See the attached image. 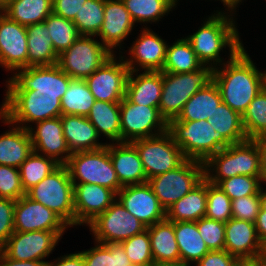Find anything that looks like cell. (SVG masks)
I'll use <instances>...</instances> for the list:
<instances>
[{
  "instance_id": "1",
  "label": "cell",
  "mask_w": 266,
  "mask_h": 266,
  "mask_svg": "<svg viewBox=\"0 0 266 266\" xmlns=\"http://www.w3.org/2000/svg\"><path fill=\"white\" fill-rule=\"evenodd\" d=\"M222 66L214 68L213 81L218 86L222 102L241 115L251 101L266 86L265 72H260L243 47L229 53Z\"/></svg>"
},
{
  "instance_id": "2",
  "label": "cell",
  "mask_w": 266,
  "mask_h": 266,
  "mask_svg": "<svg viewBox=\"0 0 266 266\" xmlns=\"http://www.w3.org/2000/svg\"><path fill=\"white\" fill-rule=\"evenodd\" d=\"M234 16L224 10H216L195 33L185 37L203 65L213 68L222 66L225 63L220 56L223 48L227 46L230 53H238L244 47Z\"/></svg>"
},
{
  "instance_id": "3",
  "label": "cell",
  "mask_w": 266,
  "mask_h": 266,
  "mask_svg": "<svg viewBox=\"0 0 266 266\" xmlns=\"http://www.w3.org/2000/svg\"><path fill=\"white\" fill-rule=\"evenodd\" d=\"M3 101L0 119L9 126L14 124L29 129L31 122L34 124L62 115L61 94L36 93V90H6Z\"/></svg>"
},
{
  "instance_id": "4",
  "label": "cell",
  "mask_w": 266,
  "mask_h": 266,
  "mask_svg": "<svg viewBox=\"0 0 266 266\" xmlns=\"http://www.w3.org/2000/svg\"><path fill=\"white\" fill-rule=\"evenodd\" d=\"M203 164L205 179L215 185L237 175L260 177L259 153L252 139L221 149Z\"/></svg>"
},
{
  "instance_id": "5",
  "label": "cell",
  "mask_w": 266,
  "mask_h": 266,
  "mask_svg": "<svg viewBox=\"0 0 266 266\" xmlns=\"http://www.w3.org/2000/svg\"><path fill=\"white\" fill-rule=\"evenodd\" d=\"M168 132L186 159L205 162L210 156L231 145L207 120L168 123Z\"/></svg>"
},
{
  "instance_id": "6",
  "label": "cell",
  "mask_w": 266,
  "mask_h": 266,
  "mask_svg": "<svg viewBox=\"0 0 266 266\" xmlns=\"http://www.w3.org/2000/svg\"><path fill=\"white\" fill-rule=\"evenodd\" d=\"M214 68L204 65L194 72H162L159 111L169 123L181 114L185 103L200 89L213 82Z\"/></svg>"
},
{
  "instance_id": "7",
  "label": "cell",
  "mask_w": 266,
  "mask_h": 266,
  "mask_svg": "<svg viewBox=\"0 0 266 266\" xmlns=\"http://www.w3.org/2000/svg\"><path fill=\"white\" fill-rule=\"evenodd\" d=\"M26 195L55 212L69 227L75 226L74 185L66 165H59Z\"/></svg>"
},
{
  "instance_id": "8",
  "label": "cell",
  "mask_w": 266,
  "mask_h": 266,
  "mask_svg": "<svg viewBox=\"0 0 266 266\" xmlns=\"http://www.w3.org/2000/svg\"><path fill=\"white\" fill-rule=\"evenodd\" d=\"M73 184L90 183L107 187L116 194L120 184L106 146L89 151L73 152L65 164Z\"/></svg>"
},
{
  "instance_id": "9",
  "label": "cell",
  "mask_w": 266,
  "mask_h": 266,
  "mask_svg": "<svg viewBox=\"0 0 266 266\" xmlns=\"http://www.w3.org/2000/svg\"><path fill=\"white\" fill-rule=\"evenodd\" d=\"M204 164L186 159L174 170L148 179L160 205L167 211L175 202L189 193L204 179Z\"/></svg>"
},
{
  "instance_id": "10",
  "label": "cell",
  "mask_w": 266,
  "mask_h": 266,
  "mask_svg": "<svg viewBox=\"0 0 266 266\" xmlns=\"http://www.w3.org/2000/svg\"><path fill=\"white\" fill-rule=\"evenodd\" d=\"M80 35L65 51L58 55L57 65L71 78L85 80L114 54L93 38Z\"/></svg>"
},
{
  "instance_id": "11",
  "label": "cell",
  "mask_w": 266,
  "mask_h": 266,
  "mask_svg": "<svg viewBox=\"0 0 266 266\" xmlns=\"http://www.w3.org/2000/svg\"><path fill=\"white\" fill-rule=\"evenodd\" d=\"M131 143L140 155L147 180L174 170L186 160L168 131L158 136L137 139Z\"/></svg>"
},
{
  "instance_id": "12",
  "label": "cell",
  "mask_w": 266,
  "mask_h": 266,
  "mask_svg": "<svg viewBox=\"0 0 266 266\" xmlns=\"http://www.w3.org/2000/svg\"><path fill=\"white\" fill-rule=\"evenodd\" d=\"M121 142L158 136L168 131V123L158 107L130 102L126 97L120 102Z\"/></svg>"
},
{
  "instance_id": "13",
  "label": "cell",
  "mask_w": 266,
  "mask_h": 266,
  "mask_svg": "<svg viewBox=\"0 0 266 266\" xmlns=\"http://www.w3.org/2000/svg\"><path fill=\"white\" fill-rule=\"evenodd\" d=\"M95 242L121 243L147 229L146 225L131 215L116 199L102 214L88 225Z\"/></svg>"
},
{
  "instance_id": "14",
  "label": "cell",
  "mask_w": 266,
  "mask_h": 266,
  "mask_svg": "<svg viewBox=\"0 0 266 266\" xmlns=\"http://www.w3.org/2000/svg\"><path fill=\"white\" fill-rule=\"evenodd\" d=\"M12 73L13 76L6 80V90H36V93L61 94V99L72 79L57 64L25 67Z\"/></svg>"
},
{
  "instance_id": "15",
  "label": "cell",
  "mask_w": 266,
  "mask_h": 266,
  "mask_svg": "<svg viewBox=\"0 0 266 266\" xmlns=\"http://www.w3.org/2000/svg\"><path fill=\"white\" fill-rule=\"evenodd\" d=\"M120 56L117 60L114 54L85 79L95 100L121 102L125 97L130 70L126 66L122 54Z\"/></svg>"
},
{
  "instance_id": "16",
  "label": "cell",
  "mask_w": 266,
  "mask_h": 266,
  "mask_svg": "<svg viewBox=\"0 0 266 266\" xmlns=\"http://www.w3.org/2000/svg\"><path fill=\"white\" fill-rule=\"evenodd\" d=\"M69 226L52 210L26 194L14 206V231H53L60 238Z\"/></svg>"
},
{
  "instance_id": "17",
  "label": "cell",
  "mask_w": 266,
  "mask_h": 266,
  "mask_svg": "<svg viewBox=\"0 0 266 266\" xmlns=\"http://www.w3.org/2000/svg\"><path fill=\"white\" fill-rule=\"evenodd\" d=\"M61 238L53 231H14L1 250L11 259L45 261Z\"/></svg>"
},
{
  "instance_id": "18",
  "label": "cell",
  "mask_w": 266,
  "mask_h": 266,
  "mask_svg": "<svg viewBox=\"0 0 266 266\" xmlns=\"http://www.w3.org/2000/svg\"><path fill=\"white\" fill-rule=\"evenodd\" d=\"M0 66L6 71L28 67L26 26L11 20L0 10Z\"/></svg>"
},
{
  "instance_id": "19",
  "label": "cell",
  "mask_w": 266,
  "mask_h": 266,
  "mask_svg": "<svg viewBox=\"0 0 266 266\" xmlns=\"http://www.w3.org/2000/svg\"><path fill=\"white\" fill-rule=\"evenodd\" d=\"M224 249L239 261L257 262L266 255V247L257 236L255 223L236 218L225 223Z\"/></svg>"
},
{
  "instance_id": "20",
  "label": "cell",
  "mask_w": 266,
  "mask_h": 266,
  "mask_svg": "<svg viewBox=\"0 0 266 266\" xmlns=\"http://www.w3.org/2000/svg\"><path fill=\"white\" fill-rule=\"evenodd\" d=\"M143 26L145 28L129 48L130 58L122 57L130 71H162L168 44L152 29Z\"/></svg>"
},
{
  "instance_id": "21",
  "label": "cell",
  "mask_w": 266,
  "mask_h": 266,
  "mask_svg": "<svg viewBox=\"0 0 266 266\" xmlns=\"http://www.w3.org/2000/svg\"><path fill=\"white\" fill-rule=\"evenodd\" d=\"M117 199L146 227L166 219V211L148 183L123 186L117 193Z\"/></svg>"
},
{
  "instance_id": "22",
  "label": "cell",
  "mask_w": 266,
  "mask_h": 266,
  "mask_svg": "<svg viewBox=\"0 0 266 266\" xmlns=\"http://www.w3.org/2000/svg\"><path fill=\"white\" fill-rule=\"evenodd\" d=\"M34 126L28 129L33 151L65 165L72 153L63 134L61 116L38 121Z\"/></svg>"
},
{
  "instance_id": "23",
  "label": "cell",
  "mask_w": 266,
  "mask_h": 266,
  "mask_svg": "<svg viewBox=\"0 0 266 266\" xmlns=\"http://www.w3.org/2000/svg\"><path fill=\"white\" fill-rule=\"evenodd\" d=\"M73 185L75 226L88 225L117 199V194L104 186L90 183Z\"/></svg>"
},
{
  "instance_id": "24",
  "label": "cell",
  "mask_w": 266,
  "mask_h": 266,
  "mask_svg": "<svg viewBox=\"0 0 266 266\" xmlns=\"http://www.w3.org/2000/svg\"><path fill=\"white\" fill-rule=\"evenodd\" d=\"M134 25L122 0H104V20L97 38L99 36L102 44L115 54L114 49L123 48L125 43L122 42L131 34Z\"/></svg>"
},
{
  "instance_id": "25",
  "label": "cell",
  "mask_w": 266,
  "mask_h": 266,
  "mask_svg": "<svg viewBox=\"0 0 266 266\" xmlns=\"http://www.w3.org/2000/svg\"><path fill=\"white\" fill-rule=\"evenodd\" d=\"M108 151L122 186L147 183L140 155L131 142L108 143Z\"/></svg>"
},
{
  "instance_id": "26",
  "label": "cell",
  "mask_w": 266,
  "mask_h": 266,
  "mask_svg": "<svg viewBox=\"0 0 266 266\" xmlns=\"http://www.w3.org/2000/svg\"><path fill=\"white\" fill-rule=\"evenodd\" d=\"M138 73L140 72L130 71L125 97L135 104L159 107L162 94V71Z\"/></svg>"
},
{
  "instance_id": "27",
  "label": "cell",
  "mask_w": 266,
  "mask_h": 266,
  "mask_svg": "<svg viewBox=\"0 0 266 266\" xmlns=\"http://www.w3.org/2000/svg\"><path fill=\"white\" fill-rule=\"evenodd\" d=\"M63 134L71 153L78 151L97 150L107 143L99 141L96 128L86 116L61 115Z\"/></svg>"
},
{
  "instance_id": "28",
  "label": "cell",
  "mask_w": 266,
  "mask_h": 266,
  "mask_svg": "<svg viewBox=\"0 0 266 266\" xmlns=\"http://www.w3.org/2000/svg\"><path fill=\"white\" fill-rule=\"evenodd\" d=\"M0 136V165L19 168L33 152L28 129L11 126Z\"/></svg>"
},
{
  "instance_id": "29",
  "label": "cell",
  "mask_w": 266,
  "mask_h": 266,
  "mask_svg": "<svg viewBox=\"0 0 266 266\" xmlns=\"http://www.w3.org/2000/svg\"><path fill=\"white\" fill-rule=\"evenodd\" d=\"M206 207L207 180L204 178L166 211V219L170 222L198 221L205 217Z\"/></svg>"
},
{
  "instance_id": "30",
  "label": "cell",
  "mask_w": 266,
  "mask_h": 266,
  "mask_svg": "<svg viewBox=\"0 0 266 266\" xmlns=\"http://www.w3.org/2000/svg\"><path fill=\"white\" fill-rule=\"evenodd\" d=\"M28 46V67L51 66L58 62L47 25L36 23L26 26Z\"/></svg>"
},
{
  "instance_id": "31",
  "label": "cell",
  "mask_w": 266,
  "mask_h": 266,
  "mask_svg": "<svg viewBox=\"0 0 266 266\" xmlns=\"http://www.w3.org/2000/svg\"><path fill=\"white\" fill-rule=\"evenodd\" d=\"M87 119L96 128L99 137L103 134L111 143H121L120 102L96 100Z\"/></svg>"
},
{
  "instance_id": "32",
  "label": "cell",
  "mask_w": 266,
  "mask_h": 266,
  "mask_svg": "<svg viewBox=\"0 0 266 266\" xmlns=\"http://www.w3.org/2000/svg\"><path fill=\"white\" fill-rule=\"evenodd\" d=\"M222 102L218 86L213 81L197 91L184 105L177 121L207 120L212 118Z\"/></svg>"
},
{
  "instance_id": "33",
  "label": "cell",
  "mask_w": 266,
  "mask_h": 266,
  "mask_svg": "<svg viewBox=\"0 0 266 266\" xmlns=\"http://www.w3.org/2000/svg\"><path fill=\"white\" fill-rule=\"evenodd\" d=\"M154 263L180 260L178 244L175 238L174 222L167 219L148 226Z\"/></svg>"
},
{
  "instance_id": "34",
  "label": "cell",
  "mask_w": 266,
  "mask_h": 266,
  "mask_svg": "<svg viewBox=\"0 0 266 266\" xmlns=\"http://www.w3.org/2000/svg\"><path fill=\"white\" fill-rule=\"evenodd\" d=\"M174 232L180 260L196 264L210 250L202 239L195 221L174 222Z\"/></svg>"
},
{
  "instance_id": "35",
  "label": "cell",
  "mask_w": 266,
  "mask_h": 266,
  "mask_svg": "<svg viewBox=\"0 0 266 266\" xmlns=\"http://www.w3.org/2000/svg\"><path fill=\"white\" fill-rule=\"evenodd\" d=\"M0 10L20 25L29 26L44 22L53 12V0H10Z\"/></svg>"
},
{
  "instance_id": "36",
  "label": "cell",
  "mask_w": 266,
  "mask_h": 266,
  "mask_svg": "<svg viewBox=\"0 0 266 266\" xmlns=\"http://www.w3.org/2000/svg\"><path fill=\"white\" fill-rule=\"evenodd\" d=\"M203 66L186 38L182 37L171 46L167 45L162 72L188 73L194 72Z\"/></svg>"
},
{
  "instance_id": "37",
  "label": "cell",
  "mask_w": 266,
  "mask_h": 266,
  "mask_svg": "<svg viewBox=\"0 0 266 266\" xmlns=\"http://www.w3.org/2000/svg\"><path fill=\"white\" fill-rule=\"evenodd\" d=\"M215 131H218L230 143L236 144L247 140L243 127L242 115L221 102L214 116L207 119Z\"/></svg>"
},
{
  "instance_id": "38",
  "label": "cell",
  "mask_w": 266,
  "mask_h": 266,
  "mask_svg": "<svg viewBox=\"0 0 266 266\" xmlns=\"http://www.w3.org/2000/svg\"><path fill=\"white\" fill-rule=\"evenodd\" d=\"M95 101V97L89 90L86 81L72 78L61 99L62 115L87 117Z\"/></svg>"
},
{
  "instance_id": "39",
  "label": "cell",
  "mask_w": 266,
  "mask_h": 266,
  "mask_svg": "<svg viewBox=\"0 0 266 266\" xmlns=\"http://www.w3.org/2000/svg\"><path fill=\"white\" fill-rule=\"evenodd\" d=\"M94 243L96 244L94 247L79 251L85 266H128L131 264L120 243Z\"/></svg>"
},
{
  "instance_id": "40",
  "label": "cell",
  "mask_w": 266,
  "mask_h": 266,
  "mask_svg": "<svg viewBox=\"0 0 266 266\" xmlns=\"http://www.w3.org/2000/svg\"><path fill=\"white\" fill-rule=\"evenodd\" d=\"M136 23H156L174 8L171 0H122Z\"/></svg>"
},
{
  "instance_id": "41",
  "label": "cell",
  "mask_w": 266,
  "mask_h": 266,
  "mask_svg": "<svg viewBox=\"0 0 266 266\" xmlns=\"http://www.w3.org/2000/svg\"><path fill=\"white\" fill-rule=\"evenodd\" d=\"M59 165L53 158L40 155L33 151L19 167L24 191L27 192L33 186L37 185Z\"/></svg>"
},
{
  "instance_id": "42",
  "label": "cell",
  "mask_w": 266,
  "mask_h": 266,
  "mask_svg": "<svg viewBox=\"0 0 266 266\" xmlns=\"http://www.w3.org/2000/svg\"><path fill=\"white\" fill-rule=\"evenodd\" d=\"M44 23L47 25L57 55L67 50L80 37L72 20L55 15L53 12L44 20Z\"/></svg>"
},
{
  "instance_id": "43",
  "label": "cell",
  "mask_w": 266,
  "mask_h": 266,
  "mask_svg": "<svg viewBox=\"0 0 266 266\" xmlns=\"http://www.w3.org/2000/svg\"><path fill=\"white\" fill-rule=\"evenodd\" d=\"M242 121L248 139L266 136V86L251 101Z\"/></svg>"
},
{
  "instance_id": "44",
  "label": "cell",
  "mask_w": 266,
  "mask_h": 266,
  "mask_svg": "<svg viewBox=\"0 0 266 266\" xmlns=\"http://www.w3.org/2000/svg\"><path fill=\"white\" fill-rule=\"evenodd\" d=\"M104 20V0H86L73 23L80 35L96 36Z\"/></svg>"
},
{
  "instance_id": "45",
  "label": "cell",
  "mask_w": 266,
  "mask_h": 266,
  "mask_svg": "<svg viewBox=\"0 0 266 266\" xmlns=\"http://www.w3.org/2000/svg\"><path fill=\"white\" fill-rule=\"evenodd\" d=\"M120 244L131 264L136 266H152L154 264L148 229L122 241Z\"/></svg>"
},
{
  "instance_id": "46",
  "label": "cell",
  "mask_w": 266,
  "mask_h": 266,
  "mask_svg": "<svg viewBox=\"0 0 266 266\" xmlns=\"http://www.w3.org/2000/svg\"><path fill=\"white\" fill-rule=\"evenodd\" d=\"M205 217L224 223L232 218V200L217 185L208 181Z\"/></svg>"
},
{
  "instance_id": "47",
  "label": "cell",
  "mask_w": 266,
  "mask_h": 266,
  "mask_svg": "<svg viewBox=\"0 0 266 266\" xmlns=\"http://www.w3.org/2000/svg\"><path fill=\"white\" fill-rule=\"evenodd\" d=\"M260 177L237 175L222 180L217 186L231 199L259 194Z\"/></svg>"
},
{
  "instance_id": "48",
  "label": "cell",
  "mask_w": 266,
  "mask_h": 266,
  "mask_svg": "<svg viewBox=\"0 0 266 266\" xmlns=\"http://www.w3.org/2000/svg\"><path fill=\"white\" fill-rule=\"evenodd\" d=\"M197 229L206 243L208 249L224 250L225 247V223L203 217L198 221Z\"/></svg>"
},
{
  "instance_id": "49",
  "label": "cell",
  "mask_w": 266,
  "mask_h": 266,
  "mask_svg": "<svg viewBox=\"0 0 266 266\" xmlns=\"http://www.w3.org/2000/svg\"><path fill=\"white\" fill-rule=\"evenodd\" d=\"M25 194L19 168L0 165V197L16 201Z\"/></svg>"
},
{
  "instance_id": "50",
  "label": "cell",
  "mask_w": 266,
  "mask_h": 266,
  "mask_svg": "<svg viewBox=\"0 0 266 266\" xmlns=\"http://www.w3.org/2000/svg\"><path fill=\"white\" fill-rule=\"evenodd\" d=\"M260 210L259 194L232 200V218L255 223Z\"/></svg>"
},
{
  "instance_id": "51",
  "label": "cell",
  "mask_w": 266,
  "mask_h": 266,
  "mask_svg": "<svg viewBox=\"0 0 266 266\" xmlns=\"http://www.w3.org/2000/svg\"><path fill=\"white\" fill-rule=\"evenodd\" d=\"M16 201L0 197V249L14 232V206Z\"/></svg>"
},
{
  "instance_id": "52",
  "label": "cell",
  "mask_w": 266,
  "mask_h": 266,
  "mask_svg": "<svg viewBox=\"0 0 266 266\" xmlns=\"http://www.w3.org/2000/svg\"><path fill=\"white\" fill-rule=\"evenodd\" d=\"M239 260L224 250H211L205 254L196 266H234Z\"/></svg>"
},
{
  "instance_id": "53",
  "label": "cell",
  "mask_w": 266,
  "mask_h": 266,
  "mask_svg": "<svg viewBox=\"0 0 266 266\" xmlns=\"http://www.w3.org/2000/svg\"><path fill=\"white\" fill-rule=\"evenodd\" d=\"M85 2L86 0H53V13L73 21Z\"/></svg>"
},
{
  "instance_id": "54",
  "label": "cell",
  "mask_w": 266,
  "mask_h": 266,
  "mask_svg": "<svg viewBox=\"0 0 266 266\" xmlns=\"http://www.w3.org/2000/svg\"><path fill=\"white\" fill-rule=\"evenodd\" d=\"M46 266H85L82 254L78 251V253H70L60 256L59 258L53 261H47Z\"/></svg>"
},
{
  "instance_id": "55",
  "label": "cell",
  "mask_w": 266,
  "mask_h": 266,
  "mask_svg": "<svg viewBox=\"0 0 266 266\" xmlns=\"http://www.w3.org/2000/svg\"><path fill=\"white\" fill-rule=\"evenodd\" d=\"M255 142L260 159V180L266 184V136L252 139Z\"/></svg>"
},
{
  "instance_id": "56",
  "label": "cell",
  "mask_w": 266,
  "mask_h": 266,
  "mask_svg": "<svg viewBox=\"0 0 266 266\" xmlns=\"http://www.w3.org/2000/svg\"><path fill=\"white\" fill-rule=\"evenodd\" d=\"M47 261H35V260H22L17 261L9 258L0 249V266H46Z\"/></svg>"
},
{
  "instance_id": "57",
  "label": "cell",
  "mask_w": 266,
  "mask_h": 266,
  "mask_svg": "<svg viewBox=\"0 0 266 266\" xmlns=\"http://www.w3.org/2000/svg\"><path fill=\"white\" fill-rule=\"evenodd\" d=\"M256 232L259 240L266 247V211L259 210L257 219L255 222Z\"/></svg>"
},
{
  "instance_id": "58",
  "label": "cell",
  "mask_w": 266,
  "mask_h": 266,
  "mask_svg": "<svg viewBox=\"0 0 266 266\" xmlns=\"http://www.w3.org/2000/svg\"><path fill=\"white\" fill-rule=\"evenodd\" d=\"M219 1L223 2V5L224 7H226L225 10L227 9V12L229 11V13L235 14L233 12H236L237 9L236 7H238L243 0H219Z\"/></svg>"
},
{
  "instance_id": "59",
  "label": "cell",
  "mask_w": 266,
  "mask_h": 266,
  "mask_svg": "<svg viewBox=\"0 0 266 266\" xmlns=\"http://www.w3.org/2000/svg\"><path fill=\"white\" fill-rule=\"evenodd\" d=\"M152 266H191V265L183 262L182 260H177L170 262L154 263Z\"/></svg>"
},
{
  "instance_id": "60",
  "label": "cell",
  "mask_w": 266,
  "mask_h": 266,
  "mask_svg": "<svg viewBox=\"0 0 266 266\" xmlns=\"http://www.w3.org/2000/svg\"><path fill=\"white\" fill-rule=\"evenodd\" d=\"M259 198H260V209L266 211V190L263 189V186L260 188Z\"/></svg>"
},
{
  "instance_id": "61",
  "label": "cell",
  "mask_w": 266,
  "mask_h": 266,
  "mask_svg": "<svg viewBox=\"0 0 266 266\" xmlns=\"http://www.w3.org/2000/svg\"><path fill=\"white\" fill-rule=\"evenodd\" d=\"M234 266H257L254 261H238Z\"/></svg>"
},
{
  "instance_id": "62",
  "label": "cell",
  "mask_w": 266,
  "mask_h": 266,
  "mask_svg": "<svg viewBox=\"0 0 266 266\" xmlns=\"http://www.w3.org/2000/svg\"><path fill=\"white\" fill-rule=\"evenodd\" d=\"M258 266H266V255L257 261Z\"/></svg>"
},
{
  "instance_id": "63",
  "label": "cell",
  "mask_w": 266,
  "mask_h": 266,
  "mask_svg": "<svg viewBox=\"0 0 266 266\" xmlns=\"http://www.w3.org/2000/svg\"><path fill=\"white\" fill-rule=\"evenodd\" d=\"M10 0H0V9L5 6Z\"/></svg>"
},
{
  "instance_id": "64",
  "label": "cell",
  "mask_w": 266,
  "mask_h": 266,
  "mask_svg": "<svg viewBox=\"0 0 266 266\" xmlns=\"http://www.w3.org/2000/svg\"><path fill=\"white\" fill-rule=\"evenodd\" d=\"M178 1H179V0H171L174 9L177 7L176 5H177V2H178Z\"/></svg>"
}]
</instances>
